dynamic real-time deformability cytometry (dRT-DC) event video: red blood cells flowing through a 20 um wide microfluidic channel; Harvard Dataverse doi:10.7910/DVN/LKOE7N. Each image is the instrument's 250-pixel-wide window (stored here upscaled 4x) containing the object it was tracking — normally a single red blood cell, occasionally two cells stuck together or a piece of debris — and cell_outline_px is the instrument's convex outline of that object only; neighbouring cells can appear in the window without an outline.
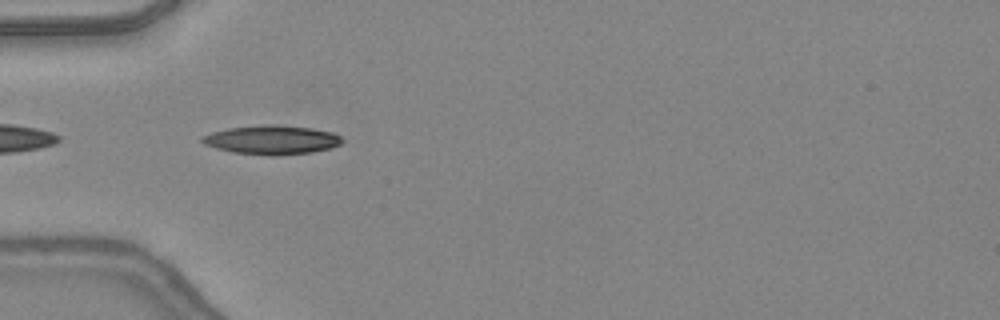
{"species": "common noctule bat (a hibernating species)", "species_latin": "Nyctalus noctula", "temperature_condition": "warm", "stored_images_in_passage": 4, "camera_frame_rate_fps": 3000, "um_per_image_px": 0.085, "animal": {"sex": "female", "body_mass_g": 24.6, "forearm_length_mm": 56.2}, "frame": {"image": 1, "passage_image": 1, "time_ms": 0.0, "image_size_px": [1000, 320], "cell_outline_px": [[344, 140], [340, 144], [332, 148], [312, 152], [272, 156], [232, 152], [216, 148], [204, 144], [200, 140], [200, 136], [212, 132], [228, 128], [264, 124], [276, 124], [308, 128], [332, 132], [340, 136]], "centroid_in_image_um": [23.08, 11.89], "position_along_channel_um": 61.9, "area_um2": 23.76}}